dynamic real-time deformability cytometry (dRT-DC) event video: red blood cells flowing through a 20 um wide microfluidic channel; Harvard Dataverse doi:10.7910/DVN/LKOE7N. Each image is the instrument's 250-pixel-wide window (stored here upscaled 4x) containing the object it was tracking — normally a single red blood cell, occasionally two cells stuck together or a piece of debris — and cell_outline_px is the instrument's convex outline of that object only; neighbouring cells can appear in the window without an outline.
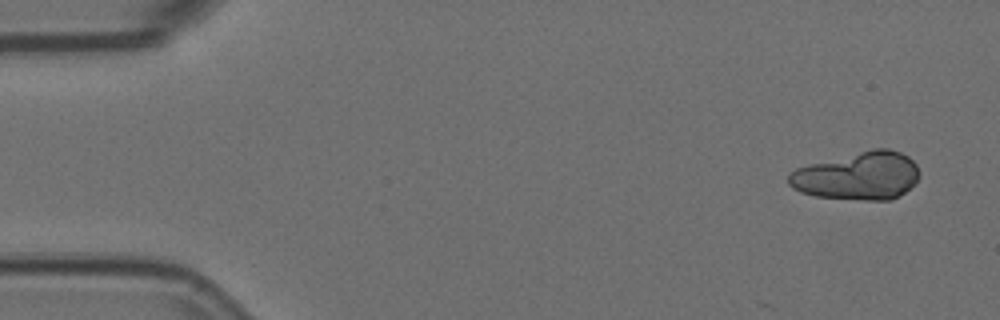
{"species": "Egyptian fruit bat (a non-hibernating species)", "species_latin": "Rousettus aegyptiacus", "temperature_condition": "room temperature", "stored_images_in_passage": 14, "camera_frame_rate_fps": 3000, "um_per_image_px": 0.085, "animal": {"sex": "female"}, "frame": {"image": 1, "passage_image": 1, "time_ms": 0.0, "image_size_px": [1000, 320], "cell_outline_px": [[920, 172], [916, 180], [904, 192], [892, 200], [864, 200], [816, 196], [800, 192], [792, 188], [788, 184], [788, 176], [796, 168], [872, 148], [888, 148], [900, 152], [908, 156], [916, 164]], "centroid_in_image_um": [72.92, 14.95], "position_along_channel_um": 12.1, "area_um2": 36.3}}